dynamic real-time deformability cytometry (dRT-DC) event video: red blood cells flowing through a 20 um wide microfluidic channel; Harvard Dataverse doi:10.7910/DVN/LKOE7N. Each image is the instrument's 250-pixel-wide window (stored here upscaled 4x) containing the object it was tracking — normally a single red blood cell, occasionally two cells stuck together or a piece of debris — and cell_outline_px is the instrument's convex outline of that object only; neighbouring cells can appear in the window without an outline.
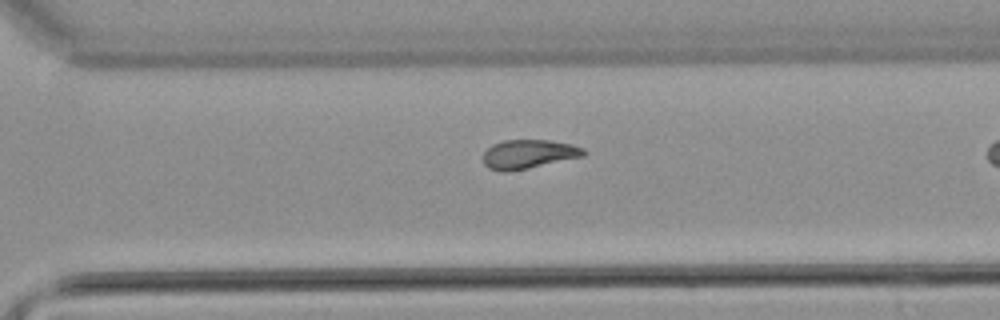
{"species": "common noctule bat (a hibernating species)", "species_latin": "Nyctalus noctula", "temperature_condition": "warm", "stored_images_in_passage": 32, "camera_frame_rate_fps": 3000, "um_per_image_px": 0.085, "animal": {"sex": "male", "body_mass_g": 21.5, "forearm_length_mm": 52.0}, "frame": {"image": 1, "passage_image": 28, "time_ms": 9.0, "image_size_px": [1000, 320], "cell_outline_px": [[588, 152], [584, 156], [528, 168], [508, 172], [500, 172], [488, 168], [484, 164], [484, 152], [492, 144], [504, 140], [548, 140], [572, 144], [584, 148]], "centroid_in_image_um": [44.93, 13.1], "position_along_channel_um": 325.7, "area_um2": 17.05}}